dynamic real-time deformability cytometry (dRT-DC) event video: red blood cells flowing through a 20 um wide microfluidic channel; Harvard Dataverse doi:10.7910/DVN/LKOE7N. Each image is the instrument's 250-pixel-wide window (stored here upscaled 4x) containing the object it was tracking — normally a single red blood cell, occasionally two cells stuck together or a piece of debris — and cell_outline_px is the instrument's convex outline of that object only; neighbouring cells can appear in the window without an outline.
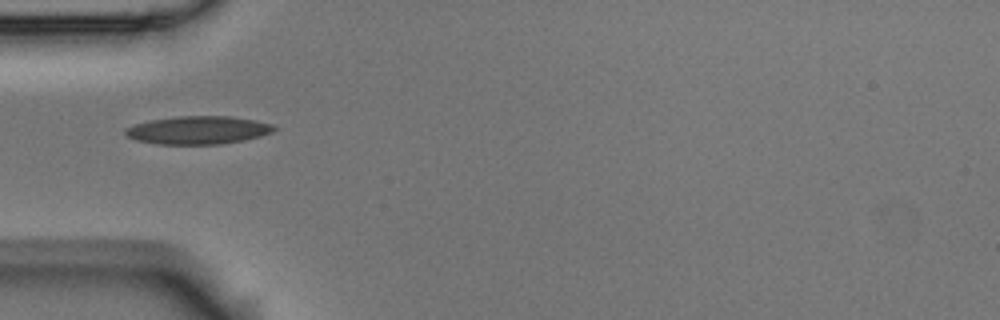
{"species": "Egyptian fruit bat (a non-hibernating species)", "species_latin": "Rousettus aegyptiacus", "temperature_condition": "room temperature", "stored_images_in_passage": 6, "camera_frame_rate_fps": 3000, "um_per_image_px": 0.085, "animal": {"sex": "male"}, "frame": {"image": 1, "passage_image": 4, "time_ms": 1.0, "image_size_px": [1000, 320], "cell_outline_px": [[276, 128], [272, 132], [260, 136], [244, 140], [220, 144], [156, 144], [136, 140], [124, 136], [124, 128], [148, 120], [176, 116], [232, 116], [256, 120], [272, 124]], "centroid_in_image_um": [16.8, 11.05], "position_along_channel_um": 68.2, "area_um2": 24.51}}
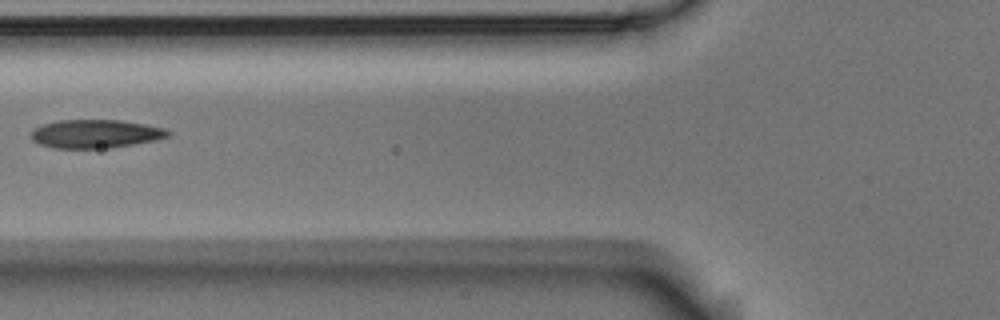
{"frame": {"image": 2, "passage_image": 5, "time_ms": 1.333, "image_size_px": [1000, 320], "cell_outline_px": [[172, 132], [168, 136], [152, 140], [112, 148], [52, 148], [40, 144], [32, 140], [32, 128], [56, 120], [120, 120], [144, 124], [164, 128]], "centroid_in_image_um": [8.08, 11.37], "position_along_channel_um": 117.7, "area_um2": 22.6}}
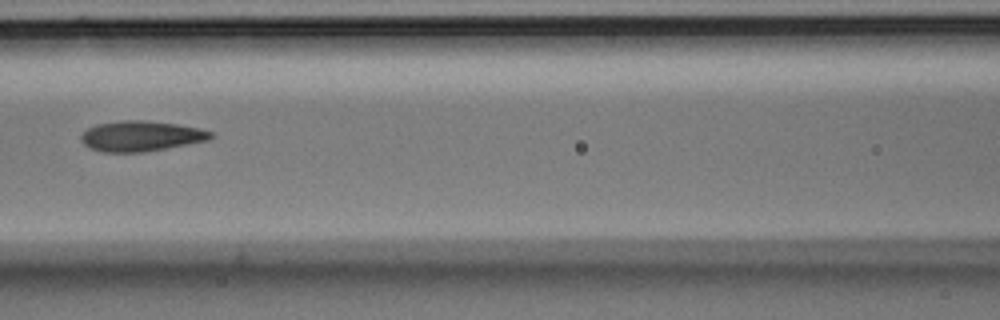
{"frame": {"image": 3, "passage_image": 6, "time_ms": 1.667, "image_size_px": [1000, 320], "cell_outline_px": [[216, 136], [208, 140], [164, 148], [140, 152], [104, 152], [88, 148], [80, 140], [80, 136], [88, 128], [96, 124], [120, 120], [144, 120], [176, 124], [200, 128], [212, 132]], "centroid_in_image_um": [11.96, 11.56], "position_along_channel_um": 154.6, "area_um2": 22.89}}